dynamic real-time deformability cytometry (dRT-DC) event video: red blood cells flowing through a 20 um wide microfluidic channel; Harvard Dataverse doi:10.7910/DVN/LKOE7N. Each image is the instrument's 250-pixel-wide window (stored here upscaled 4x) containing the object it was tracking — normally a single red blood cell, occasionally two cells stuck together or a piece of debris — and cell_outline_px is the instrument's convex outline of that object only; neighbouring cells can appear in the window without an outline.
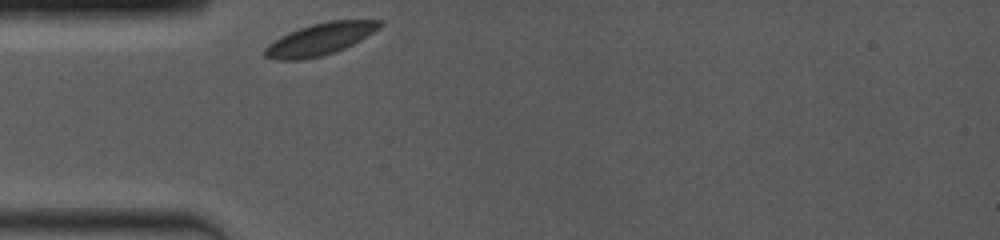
{"species": "common noctule bat (a hibernating species)", "species_latin": "Nyctalus noctula", "temperature_condition": "room temperature", "stored_images_in_passage": 1, "camera_frame_rate_fps": 4000, "um_per_image_px": 0.085, "animal": {"sex": "female", "body_mass_g": 19.0, "forearm_length_mm": 53.3}, "frame": {"image": 1, "passage_image": 1, "time_ms": 0.0, "image_size_px": [1000, 240], "cell_outline_px": [[384, 24], [380, 28], [360, 40], [336, 52], [320, 56], [300, 60], [276, 60], [264, 56], [264, 48], [268, 44], [280, 36], [288, 32], [312, 24], [332, 20], [380, 20]], "centroid_in_image_um": [27.19, 3.33], "position_along_channel_um": 57.8, "area_um2": 21.33}}